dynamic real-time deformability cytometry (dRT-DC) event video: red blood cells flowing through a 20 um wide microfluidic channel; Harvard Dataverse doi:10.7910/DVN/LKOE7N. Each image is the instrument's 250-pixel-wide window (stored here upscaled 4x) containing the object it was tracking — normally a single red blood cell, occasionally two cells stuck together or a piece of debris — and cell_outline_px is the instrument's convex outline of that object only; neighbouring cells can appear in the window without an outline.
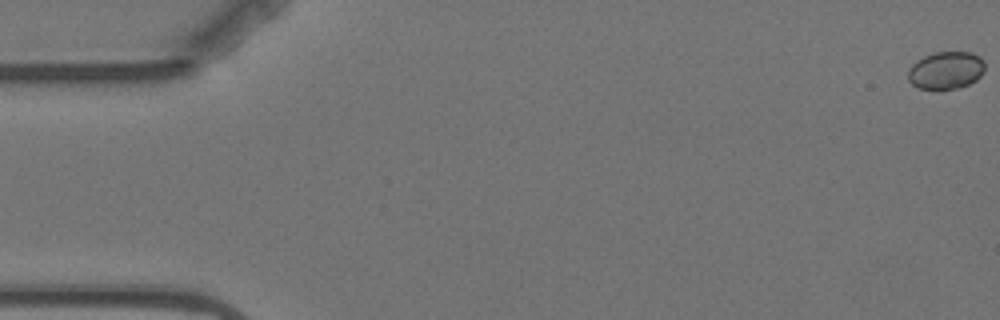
{"species": "Egyptian fruit bat (a non-hibernating species)", "species_latin": "Rousettus aegyptiacus", "temperature_condition": "warm", "stored_images_in_passage": 5, "camera_frame_rate_fps": 3000, "um_per_image_px": 0.085, "animal": {"sex": "female"}, "frame": {"image": 1, "passage_image": 1, "time_ms": 0.0, "image_size_px": [1000, 320], "cell_outline_px": [[984, 72], [976, 80], [968, 84], [956, 88], [940, 92], [920, 88], [912, 84], [908, 80], [908, 68], [916, 60], [924, 56], [936, 52], [972, 52], [980, 56], [984, 60]], "centroid_in_image_um": [80.39, 6.0], "position_along_channel_um": 4.6, "area_um2": 17.28}}
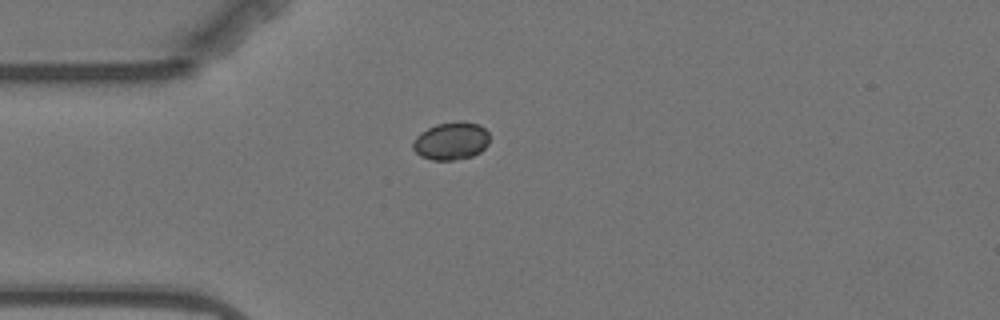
{"frame": {"image": 2, "passage_image": 5, "time_ms": 5.0, "image_size_px": [1000, 320], "cell_outline_px": [[488, 144], [480, 152], [472, 156], [452, 160], [432, 160], [420, 156], [412, 148], [412, 140], [420, 132], [436, 124], [460, 120], [480, 124], [488, 132]], "centroid_in_image_um": [38.33, 11.97], "position_along_channel_um": 46.7, "area_um2": 17.05}}